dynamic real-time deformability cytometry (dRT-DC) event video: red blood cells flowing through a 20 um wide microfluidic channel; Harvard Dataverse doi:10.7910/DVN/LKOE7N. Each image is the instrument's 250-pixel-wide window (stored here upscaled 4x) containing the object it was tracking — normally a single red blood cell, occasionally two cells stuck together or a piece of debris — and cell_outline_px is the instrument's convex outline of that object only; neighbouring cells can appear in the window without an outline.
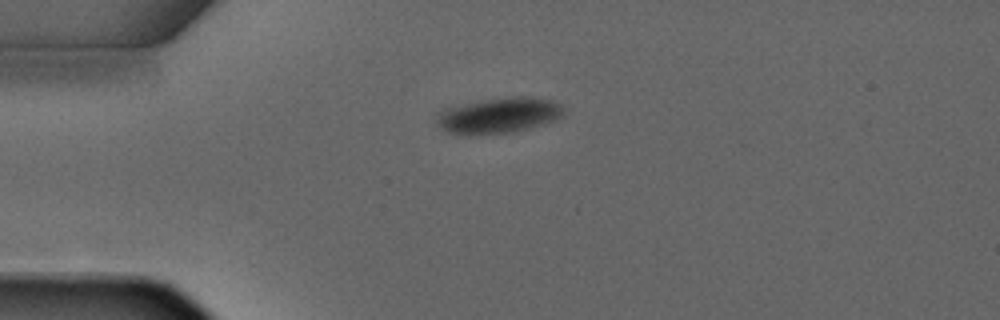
{"species": "common noctule bat (a hibernating species)", "species_latin": "Nyctalus noctula", "temperature_condition": "warm", "stored_images_in_passage": 1, "camera_frame_rate_fps": 3000, "um_per_image_px": 0.085, "animal": {"sex": "male", "forearm_length_mm": 52.5}, "frame": {"image": 1, "passage_image": 1, "time_ms": 0.0, "image_size_px": [1000, 320], "cell_outline_px": [[564, 112], [556, 120], [544, 124], [512, 132], [468, 136], [460, 136], [448, 132], [440, 128], [436, 120], [440, 112], [444, 108], [480, 100], [516, 96], [520, 96], [552, 100], [560, 104], [564, 108]], "centroid_in_image_um": [42.36, 9.83], "position_along_channel_um": 42.6, "area_um2": 26.59}}